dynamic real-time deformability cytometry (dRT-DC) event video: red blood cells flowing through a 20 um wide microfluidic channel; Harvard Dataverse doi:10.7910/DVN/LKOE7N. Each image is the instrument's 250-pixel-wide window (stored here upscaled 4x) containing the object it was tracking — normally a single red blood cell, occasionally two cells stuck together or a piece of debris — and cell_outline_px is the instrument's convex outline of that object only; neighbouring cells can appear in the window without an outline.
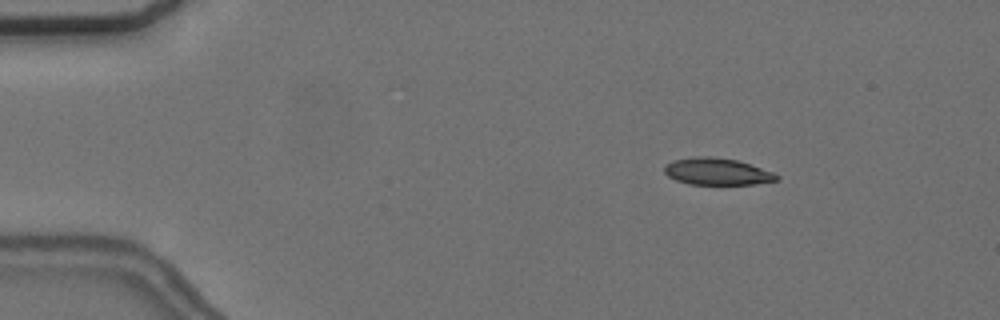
{"species": "common noctule bat (a hibernating species)", "species_latin": "Nyctalus noctula", "temperature_condition": "cold", "stored_images_in_passage": 50, "camera_frame_rate_fps": 3000, "um_per_image_px": 0.085, "animal": {"sex": "female", "body_mass_g": 24.6, "forearm_length_mm": 56.2}, "frame": {"image": 1, "passage_image": 2, "time_ms": 0.333, "image_size_px": [1000, 320], "cell_outline_px": [[780, 180], [756, 184], [688, 184], [676, 180], [668, 176], [664, 172], [664, 164], [672, 160], [696, 156], [712, 156], [736, 160], [772, 172], [780, 176]], "centroid_in_image_um": [60.92, 14.58], "position_along_channel_um": 24.1, "area_um2": 17.63}}
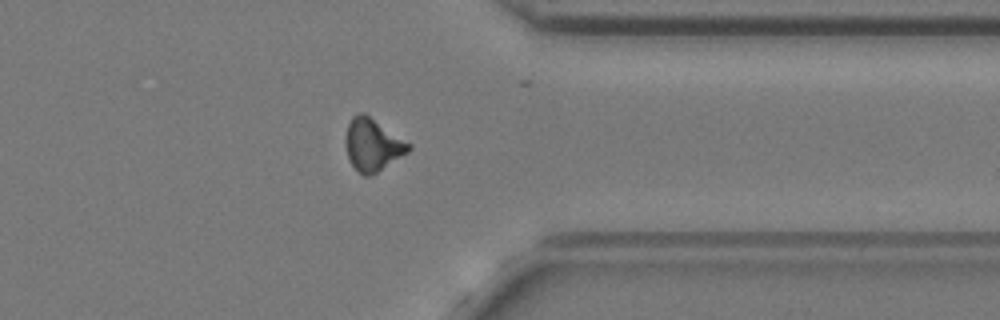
{"frame": {"image": 2, "passage_image": 38, "time_ms": 12.333, "image_size_px": [1000, 320], "cell_outline_px": [[412, 148], [408, 152], [372, 176], [364, 176], [352, 164], [348, 156], [344, 140], [348, 124], [352, 116], [356, 112], [364, 112], [412, 144]], "centroid_in_image_um": [31.68, 12.28], "position_along_channel_um": 379.7, "area_um2": 19.36}}
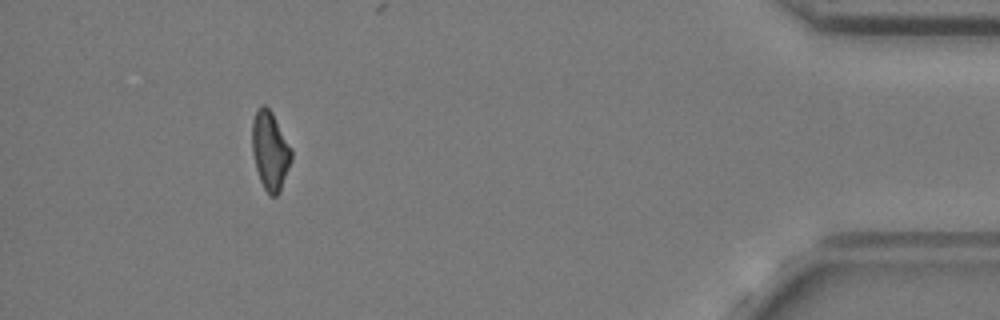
{"frame": {"image": 3, "passage_image": 45, "time_ms": 14.667, "image_size_px": [1000, 320], "cell_outline_px": [[292, 160], [280, 192], [276, 196], [268, 196], [260, 180], [256, 168], [252, 152], [252, 120], [256, 108], [260, 104], [264, 104], [272, 112], [292, 148]], "centroid_in_image_um": [22.96, 12.79], "position_along_channel_um": 412.2, "area_um2": 18.32}}